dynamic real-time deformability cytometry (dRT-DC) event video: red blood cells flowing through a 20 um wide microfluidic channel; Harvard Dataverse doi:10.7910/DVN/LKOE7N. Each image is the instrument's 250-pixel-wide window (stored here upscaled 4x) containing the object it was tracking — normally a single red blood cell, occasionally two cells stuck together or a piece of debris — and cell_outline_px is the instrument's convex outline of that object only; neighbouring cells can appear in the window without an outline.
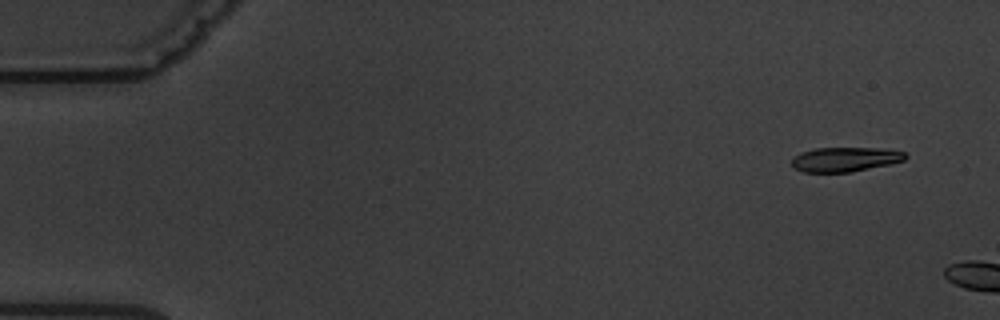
{"species": "common noctule bat (a hibernating species)", "species_latin": "Nyctalus noctula", "temperature_condition": "warm", "stored_images_in_passage": 2, "camera_frame_rate_fps": 3000, "um_per_image_px": 0.085, "animal": {"sex": "male", "body_mass_g": 19.5, "forearm_length_mm": 54.6}, "frame": {"image": 1, "passage_image": 1, "time_ms": 0.0, "image_size_px": [1000, 320], "cell_outline_px": [[908, 156], [904, 160], [892, 164], [848, 172], [804, 172], [796, 168], [792, 164], [792, 160], [800, 152], [816, 148], [876, 148], [904, 152]], "centroid_in_image_um": [71.85, 13.54], "position_along_channel_um": 13.2, "area_um2": 16.01}}